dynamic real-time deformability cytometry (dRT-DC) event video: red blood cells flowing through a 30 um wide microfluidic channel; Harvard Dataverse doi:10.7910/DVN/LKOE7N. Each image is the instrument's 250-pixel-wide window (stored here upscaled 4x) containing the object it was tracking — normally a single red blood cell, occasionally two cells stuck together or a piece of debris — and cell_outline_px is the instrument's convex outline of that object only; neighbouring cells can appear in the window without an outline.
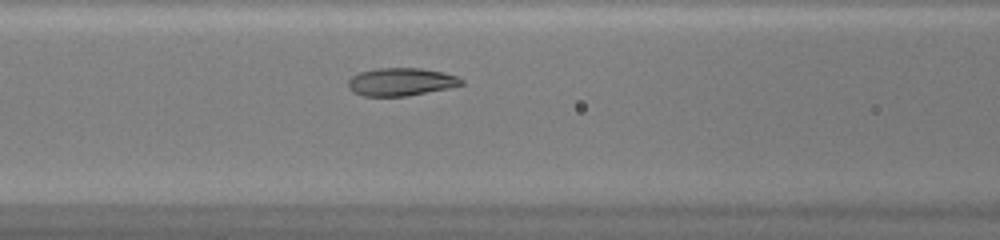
{"species": "common noctule bat (a hibernating species)", "species_latin": "Nyctalus noctula", "temperature_condition": "warm", "stored_images_in_passage": 36, "camera_frame_rate_fps": 3000, "um_per_image_px": 0.085, "animal": {"sex": "female", "body_mass_g": 20.0, "forearm_length_mm": 54.0}, "frame": {"image": 1, "passage_image": 10, "time_ms": 3.0, "image_size_px": [1000, 240], "cell_outline_px": [[464, 84], [448, 88], [408, 96], [364, 96], [352, 92], [348, 88], [348, 80], [352, 76], [360, 72], [376, 68], [420, 68], [444, 72], [456, 76], [464, 80]], "centroid_in_image_um": [34.07, 6.96], "position_along_channel_um": 132.5, "area_um2": 18.5}}
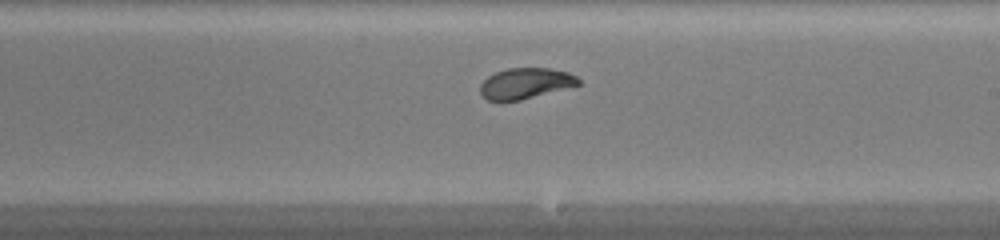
{"frame": {"image": 2, "passage_image": 18, "time_ms": 5.667, "image_size_px": [1000, 240], "cell_outline_px": [[580, 84], [520, 100], [488, 100], [480, 92], [480, 84], [488, 76], [496, 72], [508, 68], [548, 68], [568, 72], [576, 76], [580, 80]], "centroid_in_image_um": [44.66, 7.07], "position_along_channel_um": 244.3, "area_um2": 17.28}}
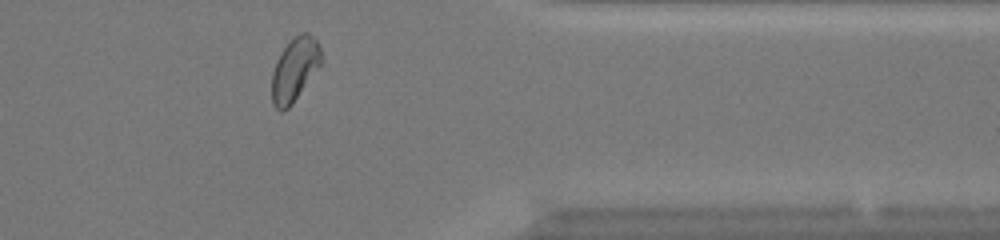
{"frame": {"image": 3, "passage_image": 29, "time_ms": 9.333, "image_size_px": [1000, 240], "cell_outline_px": [[320, 64], [292, 104], [284, 112], [280, 112], [272, 104], [272, 72], [276, 60], [284, 48], [296, 36], [304, 32], [308, 32], [316, 40], [320, 48]], "centroid_in_image_um": [25.01, 5.94], "position_along_channel_um": 386.4, "area_um2": 17.8}, "authors_computed_cell_mechanics": {"area_um2": 18.4671, "velocity_mm_per_s": 4.2088, "shape_relaxation_time_tau1_ms": 4.5842, "shape_relaxation_time_tau2_ms": 1.1011, "deformation_change_tau1": 0.1729, "deformation_change_tau2": 0.0375}}